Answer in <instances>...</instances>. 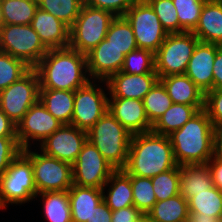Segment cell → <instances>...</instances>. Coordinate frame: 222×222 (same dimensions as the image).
Instances as JSON below:
<instances>
[{
  "instance_id": "obj_37",
  "label": "cell",
  "mask_w": 222,
  "mask_h": 222,
  "mask_svg": "<svg viewBox=\"0 0 222 222\" xmlns=\"http://www.w3.org/2000/svg\"><path fill=\"white\" fill-rule=\"evenodd\" d=\"M127 74L156 73L154 53L147 49L137 48L127 55L120 70Z\"/></svg>"
},
{
  "instance_id": "obj_10",
  "label": "cell",
  "mask_w": 222,
  "mask_h": 222,
  "mask_svg": "<svg viewBox=\"0 0 222 222\" xmlns=\"http://www.w3.org/2000/svg\"><path fill=\"white\" fill-rule=\"evenodd\" d=\"M108 99L107 84L103 80H90L76 89L71 124L88 131L108 111Z\"/></svg>"
},
{
  "instance_id": "obj_8",
  "label": "cell",
  "mask_w": 222,
  "mask_h": 222,
  "mask_svg": "<svg viewBox=\"0 0 222 222\" xmlns=\"http://www.w3.org/2000/svg\"><path fill=\"white\" fill-rule=\"evenodd\" d=\"M199 39L192 32L168 33L154 53L158 77L184 74Z\"/></svg>"
},
{
  "instance_id": "obj_5",
  "label": "cell",
  "mask_w": 222,
  "mask_h": 222,
  "mask_svg": "<svg viewBox=\"0 0 222 222\" xmlns=\"http://www.w3.org/2000/svg\"><path fill=\"white\" fill-rule=\"evenodd\" d=\"M114 18L109 11L83 4L69 28V47L86 55L105 39Z\"/></svg>"
},
{
  "instance_id": "obj_40",
  "label": "cell",
  "mask_w": 222,
  "mask_h": 222,
  "mask_svg": "<svg viewBox=\"0 0 222 222\" xmlns=\"http://www.w3.org/2000/svg\"><path fill=\"white\" fill-rule=\"evenodd\" d=\"M168 33H179V20L172 0H146Z\"/></svg>"
},
{
  "instance_id": "obj_52",
  "label": "cell",
  "mask_w": 222,
  "mask_h": 222,
  "mask_svg": "<svg viewBox=\"0 0 222 222\" xmlns=\"http://www.w3.org/2000/svg\"><path fill=\"white\" fill-rule=\"evenodd\" d=\"M135 222H150L148 220V217L146 215H142L138 220H136Z\"/></svg>"
},
{
  "instance_id": "obj_26",
  "label": "cell",
  "mask_w": 222,
  "mask_h": 222,
  "mask_svg": "<svg viewBox=\"0 0 222 222\" xmlns=\"http://www.w3.org/2000/svg\"><path fill=\"white\" fill-rule=\"evenodd\" d=\"M39 100L62 124H71L74 109V91L40 89Z\"/></svg>"
},
{
  "instance_id": "obj_53",
  "label": "cell",
  "mask_w": 222,
  "mask_h": 222,
  "mask_svg": "<svg viewBox=\"0 0 222 222\" xmlns=\"http://www.w3.org/2000/svg\"><path fill=\"white\" fill-rule=\"evenodd\" d=\"M215 222H222V218L217 219Z\"/></svg>"
},
{
  "instance_id": "obj_20",
  "label": "cell",
  "mask_w": 222,
  "mask_h": 222,
  "mask_svg": "<svg viewBox=\"0 0 222 222\" xmlns=\"http://www.w3.org/2000/svg\"><path fill=\"white\" fill-rule=\"evenodd\" d=\"M30 25L48 49L69 47V27L52 14L38 8Z\"/></svg>"
},
{
  "instance_id": "obj_6",
  "label": "cell",
  "mask_w": 222,
  "mask_h": 222,
  "mask_svg": "<svg viewBox=\"0 0 222 222\" xmlns=\"http://www.w3.org/2000/svg\"><path fill=\"white\" fill-rule=\"evenodd\" d=\"M36 195L32 163L21 152L0 177V207L29 203Z\"/></svg>"
},
{
  "instance_id": "obj_19",
  "label": "cell",
  "mask_w": 222,
  "mask_h": 222,
  "mask_svg": "<svg viewBox=\"0 0 222 222\" xmlns=\"http://www.w3.org/2000/svg\"><path fill=\"white\" fill-rule=\"evenodd\" d=\"M220 46L198 41L184 73L204 93L213 89V64Z\"/></svg>"
},
{
  "instance_id": "obj_50",
  "label": "cell",
  "mask_w": 222,
  "mask_h": 222,
  "mask_svg": "<svg viewBox=\"0 0 222 222\" xmlns=\"http://www.w3.org/2000/svg\"><path fill=\"white\" fill-rule=\"evenodd\" d=\"M217 219L211 216H204L203 213H189L186 222H215Z\"/></svg>"
},
{
  "instance_id": "obj_11",
  "label": "cell",
  "mask_w": 222,
  "mask_h": 222,
  "mask_svg": "<svg viewBox=\"0 0 222 222\" xmlns=\"http://www.w3.org/2000/svg\"><path fill=\"white\" fill-rule=\"evenodd\" d=\"M124 17L132 26L138 48L155 53L168 35L146 0H136Z\"/></svg>"
},
{
  "instance_id": "obj_13",
  "label": "cell",
  "mask_w": 222,
  "mask_h": 222,
  "mask_svg": "<svg viewBox=\"0 0 222 222\" xmlns=\"http://www.w3.org/2000/svg\"><path fill=\"white\" fill-rule=\"evenodd\" d=\"M114 171L101 152L87 140L72 164L73 184L102 189Z\"/></svg>"
},
{
  "instance_id": "obj_28",
  "label": "cell",
  "mask_w": 222,
  "mask_h": 222,
  "mask_svg": "<svg viewBox=\"0 0 222 222\" xmlns=\"http://www.w3.org/2000/svg\"><path fill=\"white\" fill-rule=\"evenodd\" d=\"M146 216L150 222H186L189 216L188 201L180 194L158 201Z\"/></svg>"
},
{
  "instance_id": "obj_1",
  "label": "cell",
  "mask_w": 222,
  "mask_h": 222,
  "mask_svg": "<svg viewBox=\"0 0 222 222\" xmlns=\"http://www.w3.org/2000/svg\"><path fill=\"white\" fill-rule=\"evenodd\" d=\"M34 69L40 89L75 91L91 80L86 55L70 47L49 49Z\"/></svg>"
},
{
  "instance_id": "obj_47",
  "label": "cell",
  "mask_w": 222,
  "mask_h": 222,
  "mask_svg": "<svg viewBox=\"0 0 222 222\" xmlns=\"http://www.w3.org/2000/svg\"><path fill=\"white\" fill-rule=\"evenodd\" d=\"M112 210L105 204L103 200L99 205L96 206V210L91 216L90 220L86 222H111Z\"/></svg>"
},
{
  "instance_id": "obj_2",
  "label": "cell",
  "mask_w": 222,
  "mask_h": 222,
  "mask_svg": "<svg viewBox=\"0 0 222 222\" xmlns=\"http://www.w3.org/2000/svg\"><path fill=\"white\" fill-rule=\"evenodd\" d=\"M176 166L168 136L153 131L132 135L127 164L123 169L128 175L153 178Z\"/></svg>"
},
{
  "instance_id": "obj_44",
  "label": "cell",
  "mask_w": 222,
  "mask_h": 222,
  "mask_svg": "<svg viewBox=\"0 0 222 222\" xmlns=\"http://www.w3.org/2000/svg\"><path fill=\"white\" fill-rule=\"evenodd\" d=\"M143 214L135 207L129 206L120 210L112 211L111 222H135Z\"/></svg>"
},
{
  "instance_id": "obj_48",
  "label": "cell",
  "mask_w": 222,
  "mask_h": 222,
  "mask_svg": "<svg viewBox=\"0 0 222 222\" xmlns=\"http://www.w3.org/2000/svg\"><path fill=\"white\" fill-rule=\"evenodd\" d=\"M0 137H16V124L1 109Z\"/></svg>"
},
{
  "instance_id": "obj_18",
  "label": "cell",
  "mask_w": 222,
  "mask_h": 222,
  "mask_svg": "<svg viewBox=\"0 0 222 222\" xmlns=\"http://www.w3.org/2000/svg\"><path fill=\"white\" fill-rule=\"evenodd\" d=\"M108 111L132 135L152 131L143 100L134 98H109Z\"/></svg>"
},
{
  "instance_id": "obj_21",
  "label": "cell",
  "mask_w": 222,
  "mask_h": 222,
  "mask_svg": "<svg viewBox=\"0 0 222 222\" xmlns=\"http://www.w3.org/2000/svg\"><path fill=\"white\" fill-rule=\"evenodd\" d=\"M192 33L202 42L222 45V1L206 0Z\"/></svg>"
},
{
  "instance_id": "obj_35",
  "label": "cell",
  "mask_w": 222,
  "mask_h": 222,
  "mask_svg": "<svg viewBox=\"0 0 222 222\" xmlns=\"http://www.w3.org/2000/svg\"><path fill=\"white\" fill-rule=\"evenodd\" d=\"M179 20V33L192 32L206 0H172Z\"/></svg>"
},
{
  "instance_id": "obj_4",
  "label": "cell",
  "mask_w": 222,
  "mask_h": 222,
  "mask_svg": "<svg viewBox=\"0 0 222 222\" xmlns=\"http://www.w3.org/2000/svg\"><path fill=\"white\" fill-rule=\"evenodd\" d=\"M131 137L109 111L87 131L88 141L115 170H123L127 164Z\"/></svg>"
},
{
  "instance_id": "obj_15",
  "label": "cell",
  "mask_w": 222,
  "mask_h": 222,
  "mask_svg": "<svg viewBox=\"0 0 222 222\" xmlns=\"http://www.w3.org/2000/svg\"><path fill=\"white\" fill-rule=\"evenodd\" d=\"M87 131L63 124L38 147L45 155L73 164L87 141Z\"/></svg>"
},
{
  "instance_id": "obj_12",
  "label": "cell",
  "mask_w": 222,
  "mask_h": 222,
  "mask_svg": "<svg viewBox=\"0 0 222 222\" xmlns=\"http://www.w3.org/2000/svg\"><path fill=\"white\" fill-rule=\"evenodd\" d=\"M39 77L34 68L0 91V109L17 124L39 100Z\"/></svg>"
},
{
  "instance_id": "obj_34",
  "label": "cell",
  "mask_w": 222,
  "mask_h": 222,
  "mask_svg": "<svg viewBox=\"0 0 222 222\" xmlns=\"http://www.w3.org/2000/svg\"><path fill=\"white\" fill-rule=\"evenodd\" d=\"M38 8L55 16L69 28L79 15L83 0H37Z\"/></svg>"
},
{
  "instance_id": "obj_46",
  "label": "cell",
  "mask_w": 222,
  "mask_h": 222,
  "mask_svg": "<svg viewBox=\"0 0 222 222\" xmlns=\"http://www.w3.org/2000/svg\"><path fill=\"white\" fill-rule=\"evenodd\" d=\"M207 164L212 173L214 186L222 190V159L212 157Z\"/></svg>"
},
{
  "instance_id": "obj_36",
  "label": "cell",
  "mask_w": 222,
  "mask_h": 222,
  "mask_svg": "<svg viewBox=\"0 0 222 222\" xmlns=\"http://www.w3.org/2000/svg\"><path fill=\"white\" fill-rule=\"evenodd\" d=\"M131 186L134 206L147 215L157 202L151 178L131 175Z\"/></svg>"
},
{
  "instance_id": "obj_51",
  "label": "cell",
  "mask_w": 222,
  "mask_h": 222,
  "mask_svg": "<svg viewBox=\"0 0 222 222\" xmlns=\"http://www.w3.org/2000/svg\"><path fill=\"white\" fill-rule=\"evenodd\" d=\"M5 25L4 17H3V11L0 4V29Z\"/></svg>"
},
{
  "instance_id": "obj_29",
  "label": "cell",
  "mask_w": 222,
  "mask_h": 222,
  "mask_svg": "<svg viewBox=\"0 0 222 222\" xmlns=\"http://www.w3.org/2000/svg\"><path fill=\"white\" fill-rule=\"evenodd\" d=\"M41 197L43 214L47 222H72L68 191H46L37 193Z\"/></svg>"
},
{
  "instance_id": "obj_22",
  "label": "cell",
  "mask_w": 222,
  "mask_h": 222,
  "mask_svg": "<svg viewBox=\"0 0 222 222\" xmlns=\"http://www.w3.org/2000/svg\"><path fill=\"white\" fill-rule=\"evenodd\" d=\"M72 222H86L103 201V191L99 188L72 185L68 190Z\"/></svg>"
},
{
  "instance_id": "obj_38",
  "label": "cell",
  "mask_w": 222,
  "mask_h": 222,
  "mask_svg": "<svg viewBox=\"0 0 222 222\" xmlns=\"http://www.w3.org/2000/svg\"><path fill=\"white\" fill-rule=\"evenodd\" d=\"M30 69L24 61L0 51V91L20 79Z\"/></svg>"
},
{
  "instance_id": "obj_33",
  "label": "cell",
  "mask_w": 222,
  "mask_h": 222,
  "mask_svg": "<svg viewBox=\"0 0 222 222\" xmlns=\"http://www.w3.org/2000/svg\"><path fill=\"white\" fill-rule=\"evenodd\" d=\"M149 123L153 126L165 111L173 104L163 83L158 80L143 99Z\"/></svg>"
},
{
  "instance_id": "obj_24",
  "label": "cell",
  "mask_w": 222,
  "mask_h": 222,
  "mask_svg": "<svg viewBox=\"0 0 222 222\" xmlns=\"http://www.w3.org/2000/svg\"><path fill=\"white\" fill-rule=\"evenodd\" d=\"M159 80L165 86L173 103L204 105L205 93L185 74L168 75Z\"/></svg>"
},
{
  "instance_id": "obj_41",
  "label": "cell",
  "mask_w": 222,
  "mask_h": 222,
  "mask_svg": "<svg viewBox=\"0 0 222 222\" xmlns=\"http://www.w3.org/2000/svg\"><path fill=\"white\" fill-rule=\"evenodd\" d=\"M204 110L214 127L222 124V89H212L205 93Z\"/></svg>"
},
{
  "instance_id": "obj_17",
  "label": "cell",
  "mask_w": 222,
  "mask_h": 222,
  "mask_svg": "<svg viewBox=\"0 0 222 222\" xmlns=\"http://www.w3.org/2000/svg\"><path fill=\"white\" fill-rule=\"evenodd\" d=\"M159 80L157 73L127 74L118 72L105 82L109 98H134L143 100Z\"/></svg>"
},
{
  "instance_id": "obj_42",
  "label": "cell",
  "mask_w": 222,
  "mask_h": 222,
  "mask_svg": "<svg viewBox=\"0 0 222 222\" xmlns=\"http://www.w3.org/2000/svg\"><path fill=\"white\" fill-rule=\"evenodd\" d=\"M21 152L17 137H0V177Z\"/></svg>"
},
{
  "instance_id": "obj_49",
  "label": "cell",
  "mask_w": 222,
  "mask_h": 222,
  "mask_svg": "<svg viewBox=\"0 0 222 222\" xmlns=\"http://www.w3.org/2000/svg\"><path fill=\"white\" fill-rule=\"evenodd\" d=\"M213 157L222 159V124L214 127Z\"/></svg>"
},
{
  "instance_id": "obj_27",
  "label": "cell",
  "mask_w": 222,
  "mask_h": 222,
  "mask_svg": "<svg viewBox=\"0 0 222 222\" xmlns=\"http://www.w3.org/2000/svg\"><path fill=\"white\" fill-rule=\"evenodd\" d=\"M204 109V105H184L173 103L152 126V131L168 136L179 130L195 114Z\"/></svg>"
},
{
  "instance_id": "obj_9",
  "label": "cell",
  "mask_w": 222,
  "mask_h": 222,
  "mask_svg": "<svg viewBox=\"0 0 222 222\" xmlns=\"http://www.w3.org/2000/svg\"><path fill=\"white\" fill-rule=\"evenodd\" d=\"M32 150L27 148L22 153L32 163L37 193L68 191L73 185L72 165L47 156L37 148Z\"/></svg>"
},
{
  "instance_id": "obj_31",
  "label": "cell",
  "mask_w": 222,
  "mask_h": 222,
  "mask_svg": "<svg viewBox=\"0 0 222 222\" xmlns=\"http://www.w3.org/2000/svg\"><path fill=\"white\" fill-rule=\"evenodd\" d=\"M105 39L124 55L138 48L132 26L124 16H116L111 21Z\"/></svg>"
},
{
  "instance_id": "obj_32",
  "label": "cell",
  "mask_w": 222,
  "mask_h": 222,
  "mask_svg": "<svg viewBox=\"0 0 222 222\" xmlns=\"http://www.w3.org/2000/svg\"><path fill=\"white\" fill-rule=\"evenodd\" d=\"M5 24L29 25L38 9L37 0H0Z\"/></svg>"
},
{
  "instance_id": "obj_45",
  "label": "cell",
  "mask_w": 222,
  "mask_h": 222,
  "mask_svg": "<svg viewBox=\"0 0 222 222\" xmlns=\"http://www.w3.org/2000/svg\"><path fill=\"white\" fill-rule=\"evenodd\" d=\"M213 89H222V46L217 49L214 59Z\"/></svg>"
},
{
  "instance_id": "obj_14",
  "label": "cell",
  "mask_w": 222,
  "mask_h": 222,
  "mask_svg": "<svg viewBox=\"0 0 222 222\" xmlns=\"http://www.w3.org/2000/svg\"><path fill=\"white\" fill-rule=\"evenodd\" d=\"M62 125L38 100L16 124V137L22 150L32 148V144L38 147Z\"/></svg>"
},
{
  "instance_id": "obj_16",
  "label": "cell",
  "mask_w": 222,
  "mask_h": 222,
  "mask_svg": "<svg viewBox=\"0 0 222 222\" xmlns=\"http://www.w3.org/2000/svg\"><path fill=\"white\" fill-rule=\"evenodd\" d=\"M124 59L125 55L118 48L103 39L86 54L90 79L106 81L111 75L120 72Z\"/></svg>"
},
{
  "instance_id": "obj_3",
  "label": "cell",
  "mask_w": 222,
  "mask_h": 222,
  "mask_svg": "<svg viewBox=\"0 0 222 222\" xmlns=\"http://www.w3.org/2000/svg\"><path fill=\"white\" fill-rule=\"evenodd\" d=\"M168 137L178 166L206 164L213 157L214 126L204 109Z\"/></svg>"
},
{
  "instance_id": "obj_7",
  "label": "cell",
  "mask_w": 222,
  "mask_h": 222,
  "mask_svg": "<svg viewBox=\"0 0 222 222\" xmlns=\"http://www.w3.org/2000/svg\"><path fill=\"white\" fill-rule=\"evenodd\" d=\"M49 49L31 25L5 24L0 29V51L34 68Z\"/></svg>"
},
{
  "instance_id": "obj_23",
  "label": "cell",
  "mask_w": 222,
  "mask_h": 222,
  "mask_svg": "<svg viewBox=\"0 0 222 222\" xmlns=\"http://www.w3.org/2000/svg\"><path fill=\"white\" fill-rule=\"evenodd\" d=\"M179 194L187 201L193 193H201L214 186L208 164H185L179 166Z\"/></svg>"
},
{
  "instance_id": "obj_43",
  "label": "cell",
  "mask_w": 222,
  "mask_h": 222,
  "mask_svg": "<svg viewBox=\"0 0 222 222\" xmlns=\"http://www.w3.org/2000/svg\"><path fill=\"white\" fill-rule=\"evenodd\" d=\"M136 0H83V4L111 12L115 17L124 16Z\"/></svg>"
},
{
  "instance_id": "obj_30",
  "label": "cell",
  "mask_w": 222,
  "mask_h": 222,
  "mask_svg": "<svg viewBox=\"0 0 222 222\" xmlns=\"http://www.w3.org/2000/svg\"><path fill=\"white\" fill-rule=\"evenodd\" d=\"M189 213H203L204 216L222 218V190L213 186L201 193H193L188 200Z\"/></svg>"
},
{
  "instance_id": "obj_25",
  "label": "cell",
  "mask_w": 222,
  "mask_h": 222,
  "mask_svg": "<svg viewBox=\"0 0 222 222\" xmlns=\"http://www.w3.org/2000/svg\"><path fill=\"white\" fill-rule=\"evenodd\" d=\"M102 191L103 200L112 211L134 206L131 175H128L124 170H115L103 186Z\"/></svg>"
},
{
  "instance_id": "obj_39",
  "label": "cell",
  "mask_w": 222,
  "mask_h": 222,
  "mask_svg": "<svg viewBox=\"0 0 222 222\" xmlns=\"http://www.w3.org/2000/svg\"><path fill=\"white\" fill-rule=\"evenodd\" d=\"M179 180L180 175L178 165L169 171L160 173L151 178L157 202L178 195Z\"/></svg>"
}]
</instances>
